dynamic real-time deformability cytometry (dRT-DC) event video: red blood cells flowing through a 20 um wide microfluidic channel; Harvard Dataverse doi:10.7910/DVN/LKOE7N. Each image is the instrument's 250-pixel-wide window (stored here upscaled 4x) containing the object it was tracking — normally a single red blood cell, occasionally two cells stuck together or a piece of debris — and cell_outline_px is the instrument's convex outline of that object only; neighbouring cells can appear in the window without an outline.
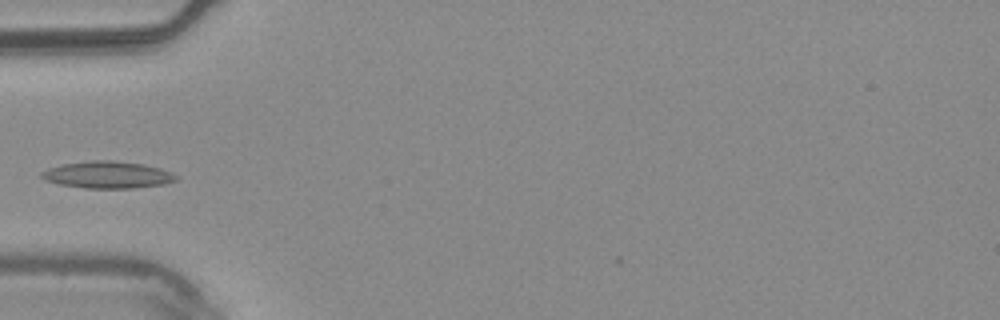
{"species": "common noctule bat (a hibernating species)", "species_latin": "Nyctalus noctula", "temperature_condition": "warm", "stored_images_in_passage": 4, "camera_frame_rate_fps": 3000, "um_per_image_px": 0.085, "animal": {"sex": "male", "body_mass_g": 20.4}, "frame": {"image": 1, "passage_image": 3, "time_ms": 0.667, "image_size_px": [1000, 320], "cell_outline_px": [[176, 180], [164, 184], [136, 188], [84, 188], [60, 184], [44, 180], [40, 176], [40, 172], [48, 168], [64, 164], [92, 160], [112, 160], [144, 164], [160, 168], [172, 172], [176, 176]], "centroid_in_image_um": [9.13, 14.86], "position_along_channel_um": 75.9, "area_um2": 21.15}}